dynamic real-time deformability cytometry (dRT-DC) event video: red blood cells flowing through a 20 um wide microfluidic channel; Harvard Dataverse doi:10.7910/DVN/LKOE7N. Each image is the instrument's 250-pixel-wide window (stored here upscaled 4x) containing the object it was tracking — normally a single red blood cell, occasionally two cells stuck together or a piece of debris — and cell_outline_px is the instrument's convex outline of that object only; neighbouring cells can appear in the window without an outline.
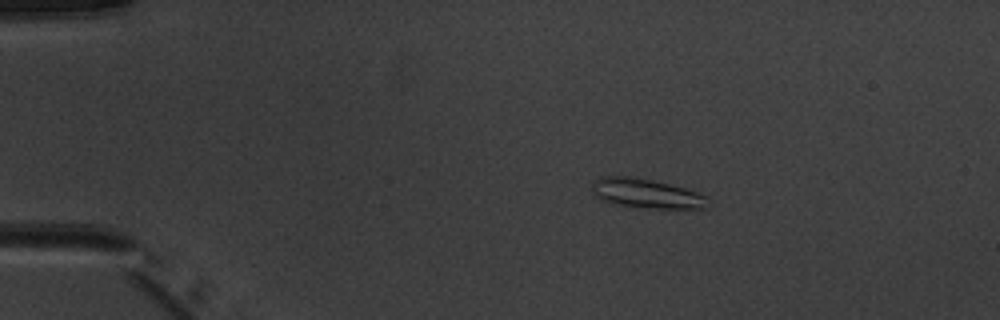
{"species": "common noctule bat (a hibernating species)", "species_latin": "Nyctalus noctula", "temperature_condition": "warm", "stored_images_in_passage": 6, "camera_frame_rate_fps": 3000, "um_per_image_px": 0.085, "animal": {"sex": "male", "body_mass_g": 20.1, "forearm_length_mm": 53.5}, "frame": {"image": 1, "passage_image": 3, "time_ms": 2.333, "image_size_px": [1000, 320], "cell_outline_px": [[708, 208], [656, 208], [612, 204], [600, 200], [592, 196], [592, 184], [600, 176], [632, 176], [652, 180], [684, 188], [696, 192], [704, 196]], "centroid_in_image_um": [54.83, 16.44], "position_along_channel_um": 30.2, "area_um2": 19.71}}
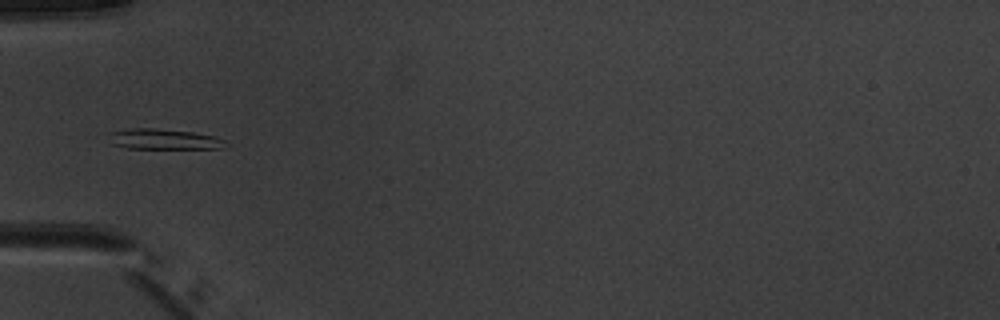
{"frame": {"image": 2, "passage_image": 5, "time_ms": 5.0, "image_size_px": [1000, 320], "cell_outline_px": [[224, 148], [128, 148], [108, 144], [108, 132], [128, 128], [152, 128], [192, 132], [216, 136], [224, 140]], "centroid_in_image_um": [13.81, 11.82], "position_along_channel_um": 71.2, "area_um2": 13.99}}